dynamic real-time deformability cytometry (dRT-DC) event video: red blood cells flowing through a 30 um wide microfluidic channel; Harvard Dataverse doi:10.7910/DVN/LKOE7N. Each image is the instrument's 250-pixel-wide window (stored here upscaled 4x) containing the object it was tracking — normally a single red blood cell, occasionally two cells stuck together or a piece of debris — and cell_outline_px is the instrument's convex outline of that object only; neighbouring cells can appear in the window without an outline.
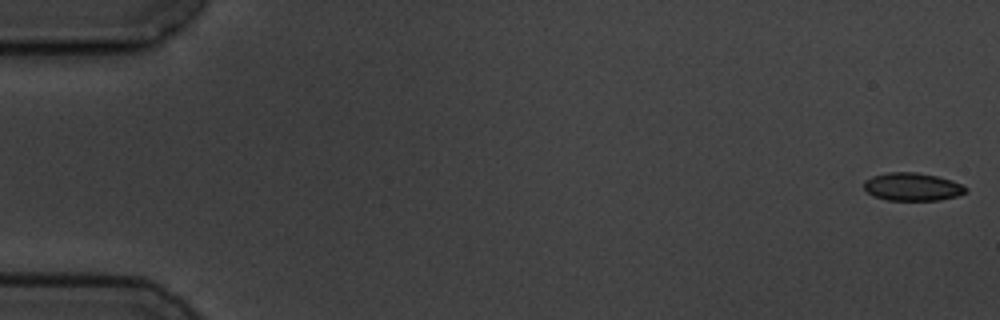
{"species": "common noctule bat (a hibernating species)", "species_latin": "Nyctalus noctula", "temperature_condition": "cold", "stored_images_in_passage": 5, "camera_frame_rate_fps": 3000, "um_per_image_px": 0.085, "animal": {"sex": "male", "body_mass_g": 19.5, "forearm_length_mm": 54.6}, "frame": {"image": 1, "passage_image": 1, "time_ms": 0.0, "image_size_px": [1000, 320], "cell_outline_px": [[968, 192], [956, 196], [940, 200], [888, 200], [872, 196], [864, 188], [864, 180], [872, 176], [888, 172], [916, 172], [936, 176], [952, 180], [968, 188]], "centroid_in_image_um": [77.55, 15.87], "position_along_channel_um": 7.5, "area_um2": 16.65}}
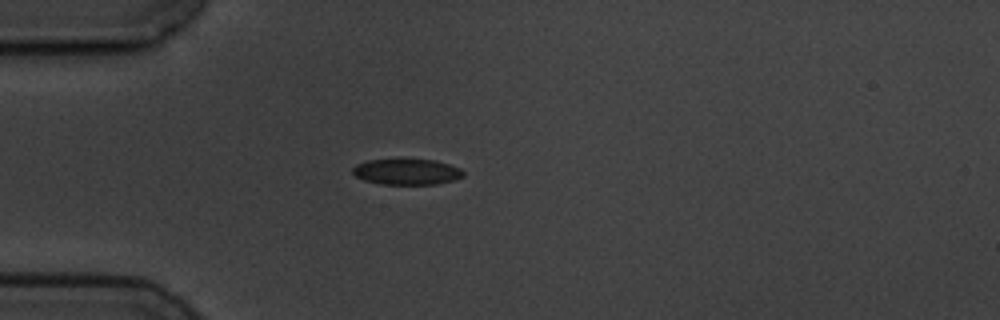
{"frame": {"image": 2, "passage_image": 4, "time_ms": 5.0, "image_size_px": [1000, 320], "cell_outline_px": [[464, 176], [452, 180], [436, 184], [380, 184], [364, 180], [356, 176], [352, 172], [352, 168], [356, 164], [368, 160], [400, 156], [436, 160], [460, 168], [464, 172]], "centroid_in_image_um": [34.54, 14.54], "position_along_channel_um": 50.5, "area_um2": 17.46}}